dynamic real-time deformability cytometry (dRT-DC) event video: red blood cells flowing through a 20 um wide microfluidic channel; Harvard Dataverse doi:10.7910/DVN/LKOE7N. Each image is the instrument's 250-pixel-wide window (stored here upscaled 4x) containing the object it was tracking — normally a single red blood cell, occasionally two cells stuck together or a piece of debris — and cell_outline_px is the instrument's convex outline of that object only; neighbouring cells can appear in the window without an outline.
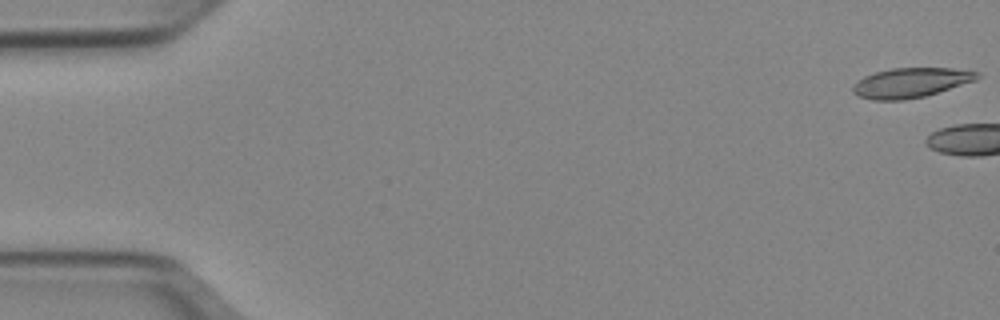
{"species": "Egyptian fruit bat (a non-hibernating species)", "species_latin": "Rousettus aegyptiacus", "temperature_condition": "cold", "stored_images_in_passage": 4, "camera_frame_rate_fps": 3000, "um_per_image_px": 0.085, "animal": {"sex": "female"}, "frame": {"image": 1, "passage_image": 1, "time_ms": 0.0, "image_size_px": [1000, 320], "cell_outline_px": [[980, 76], [976, 80], [924, 96], [904, 100], [872, 100], [856, 96], [852, 92], [852, 88], [864, 76], [876, 72], [892, 68], [952, 68], [980, 72]], "centroid_in_image_um": [77.41, 7.03], "position_along_channel_um": 7.6, "area_um2": 21.39}}